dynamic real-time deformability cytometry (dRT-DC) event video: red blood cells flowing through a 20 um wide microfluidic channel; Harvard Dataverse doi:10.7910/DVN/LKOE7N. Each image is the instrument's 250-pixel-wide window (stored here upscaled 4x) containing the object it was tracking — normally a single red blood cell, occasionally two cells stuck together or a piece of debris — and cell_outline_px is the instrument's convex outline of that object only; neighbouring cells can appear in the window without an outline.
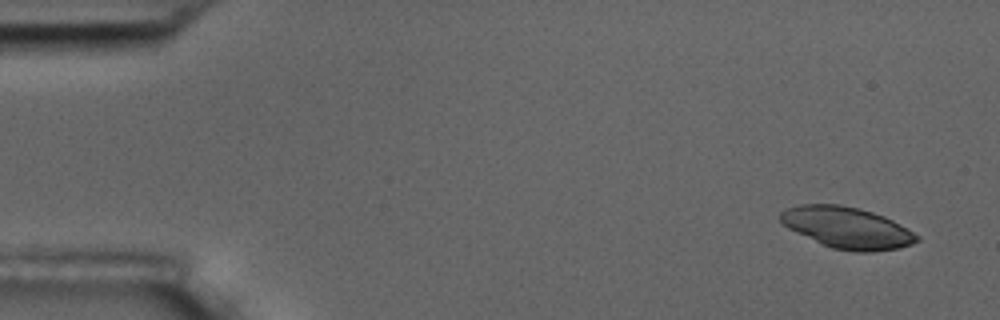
{"species": "common noctule bat (a hibernating species)", "species_latin": "Nyctalus noctula", "temperature_condition": "room temperature", "stored_images_in_passage": 6, "camera_frame_rate_fps": 3000, "um_per_image_px": 0.085, "animal": {"sex": "male", "body_mass_g": 17.5, "forearm_length_mm": 52.3}, "frame": {"image": 1, "passage_image": 1, "time_ms": 0.0, "image_size_px": [1000, 320], "cell_outline_px": [[920, 240], [912, 244], [900, 248], [872, 252], [852, 252], [832, 248], [796, 232], [788, 228], [780, 220], [780, 212], [784, 208], [800, 204], [840, 204], [872, 212], [884, 216], [908, 228], [920, 236]], "centroid_in_image_um": [72.02, 19.36], "position_along_channel_um": 13.0, "area_um2": 33.0}}